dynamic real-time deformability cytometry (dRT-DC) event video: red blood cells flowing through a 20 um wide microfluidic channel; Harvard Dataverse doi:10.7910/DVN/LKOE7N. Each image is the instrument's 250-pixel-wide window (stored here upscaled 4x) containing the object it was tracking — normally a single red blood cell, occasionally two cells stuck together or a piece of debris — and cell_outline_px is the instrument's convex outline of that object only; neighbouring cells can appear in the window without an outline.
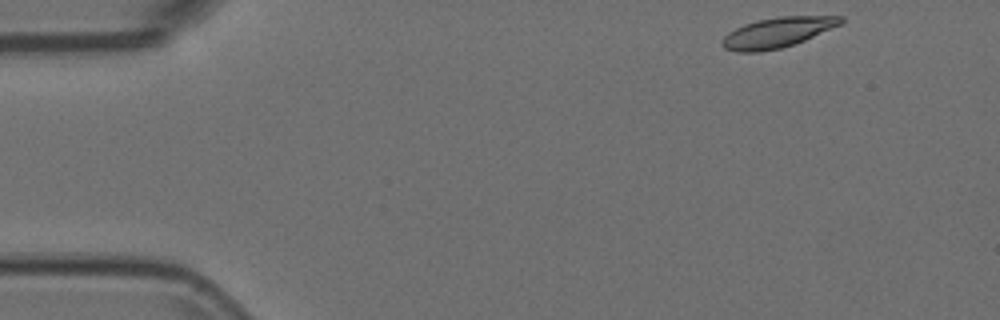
{"species": "Egyptian fruit bat (a non-hibernating species)", "species_latin": "Rousettus aegyptiacus", "temperature_condition": "room temperature", "stored_images_in_passage": 12, "camera_frame_rate_fps": 3000, "um_per_image_px": 0.085, "animal": {"sex": "female"}, "frame": {"image": 1, "passage_image": 1, "time_ms": 0.0, "image_size_px": [1000, 320], "cell_outline_px": [[844, 20], [840, 24], [804, 40], [780, 48], [760, 52], [736, 52], [724, 48], [720, 44], [720, 40], [728, 32], [744, 24], [756, 20], [780, 16], [844, 16]], "centroid_in_image_um": [66.01, 2.76], "position_along_channel_um": 19.0, "area_um2": 20.75}}